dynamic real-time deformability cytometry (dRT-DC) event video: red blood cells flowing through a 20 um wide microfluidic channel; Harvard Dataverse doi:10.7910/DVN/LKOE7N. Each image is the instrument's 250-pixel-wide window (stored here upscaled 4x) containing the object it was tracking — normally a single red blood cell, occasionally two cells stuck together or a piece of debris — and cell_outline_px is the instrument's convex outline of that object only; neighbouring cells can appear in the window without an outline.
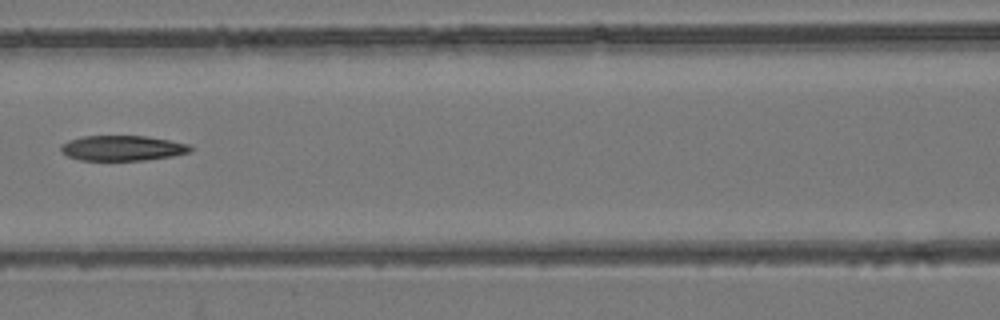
{"species": "common noctule bat (a hibernating species)", "species_latin": "Nyctalus noctula", "temperature_condition": "room temperature", "stored_images_in_passage": 3, "camera_frame_rate_fps": 3000, "um_per_image_px": 0.085, "animal": {"sex": "female", "body_mass_g": 24.6, "forearm_length_mm": 56.2}, "frame": {"image": 1, "passage_image": 3, "time_ms": 0.667, "image_size_px": [1000, 320], "cell_outline_px": [[192, 148], [188, 152], [172, 156], [144, 160], [80, 160], [68, 156], [60, 152], [60, 144], [68, 140], [84, 136], [144, 136], [168, 140], [188, 144]], "centroid_in_image_um": [10.34, 12.59], "position_along_channel_um": 156.3, "area_um2": 18.9}}